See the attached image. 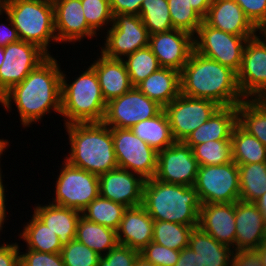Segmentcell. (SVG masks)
<instances>
[{"mask_svg":"<svg viewBox=\"0 0 266 266\" xmlns=\"http://www.w3.org/2000/svg\"><path fill=\"white\" fill-rule=\"evenodd\" d=\"M57 62L48 56L21 83L0 97V104L6 111H10L11 103H15L24 128L41 121L51 109L61 114L62 70Z\"/></svg>","mask_w":266,"mask_h":266,"instance_id":"6da1fadb","label":"cell"},{"mask_svg":"<svg viewBox=\"0 0 266 266\" xmlns=\"http://www.w3.org/2000/svg\"><path fill=\"white\" fill-rule=\"evenodd\" d=\"M181 94L204 98L219 106H238L245 100L237 84V73L195 50L180 72Z\"/></svg>","mask_w":266,"mask_h":266,"instance_id":"7a4b0ae2","label":"cell"},{"mask_svg":"<svg viewBox=\"0 0 266 266\" xmlns=\"http://www.w3.org/2000/svg\"><path fill=\"white\" fill-rule=\"evenodd\" d=\"M70 152L64 157L71 166L101 175L118 168L111 128L103 122L64 125Z\"/></svg>","mask_w":266,"mask_h":266,"instance_id":"3957f363","label":"cell"},{"mask_svg":"<svg viewBox=\"0 0 266 266\" xmlns=\"http://www.w3.org/2000/svg\"><path fill=\"white\" fill-rule=\"evenodd\" d=\"M142 206L154 221L198 226L201 203L194 186L145 180Z\"/></svg>","mask_w":266,"mask_h":266,"instance_id":"277c9868","label":"cell"},{"mask_svg":"<svg viewBox=\"0 0 266 266\" xmlns=\"http://www.w3.org/2000/svg\"><path fill=\"white\" fill-rule=\"evenodd\" d=\"M88 67L71 84L62 71L60 115L65 117V125L102 122L104 119L107 102L102 95L95 70Z\"/></svg>","mask_w":266,"mask_h":266,"instance_id":"5b68a950","label":"cell"},{"mask_svg":"<svg viewBox=\"0 0 266 266\" xmlns=\"http://www.w3.org/2000/svg\"><path fill=\"white\" fill-rule=\"evenodd\" d=\"M3 13L11 18L20 40L37 45L51 56L50 41L58 43L52 0H4Z\"/></svg>","mask_w":266,"mask_h":266,"instance_id":"8992f818","label":"cell"},{"mask_svg":"<svg viewBox=\"0 0 266 266\" xmlns=\"http://www.w3.org/2000/svg\"><path fill=\"white\" fill-rule=\"evenodd\" d=\"M194 187L201 204L237 202L240 200L238 165L232 161L199 166Z\"/></svg>","mask_w":266,"mask_h":266,"instance_id":"52a82bcc","label":"cell"},{"mask_svg":"<svg viewBox=\"0 0 266 266\" xmlns=\"http://www.w3.org/2000/svg\"><path fill=\"white\" fill-rule=\"evenodd\" d=\"M56 180L55 198L50 202L82 212L100 195L99 176L63 161Z\"/></svg>","mask_w":266,"mask_h":266,"instance_id":"ba28073f","label":"cell"},{"mask_svg":"<svg viewBox=\"0 0 266 266\" xmlns=\"http://www.w3.org/2000/svg\"><path fill=\"white\" fill-rule=\"evenodd\" d=\"M251 37L254 36L227 33L202 21L194 36V50L237 73L241 67L244 46Z\"/></svg>","mask_w":266,"mask_h":266,"instance_id":"9c48e42d","label":"cell"},{"mask_svg":"<svg viewBox=\"0 0 266 266\" xmlns=\"http://www.w3.org/2000/svg\"><path fill=\"white\" fill-rule=\"evenodd\" d=\"M119 168L152 179L157 169L158 152L138 138L131 129L111 128Z\"/></svg>","mask_w":266,"mask_h":266,"instance_id":"30bf717a","label":"cell"},{"mask_svg":"<svg viewBox=\"0 0 266 266\" xmlns=\"http://www.w3.org/2000/svg\"><path fill=\"white\" fill-rule=\"evenodd\" d=\"M107 30L101 52L111 59H123L138 49L148 47L149 34L138 15L116 14Z\"/></svg>","mask_w":266,"mask_h":266,"instance_id":"8fae6325","label":"cell"},{"mask_svg":"<svg viewBox=\"0 0 266 266\" xmlns=\"http://www.w3.org/2000/svg\"><path fill=\"white\" fill-rule=\"evenodd\" d=\"M163 110L137 87L106 104L103 123L110 128L130 129L140 121L153 118Z\"/></svg>","mask_w":266,"mask_h":266,"instance_id":"7c38bea8","label":"cell"},{"mask_svg":"<svg viewBox=\"0 0 266 266\" xmlns=\"http://www.w3.org/2000/svg\"><path fill=\"white\" fill-rule=\"evenodd\" d=\"M220 106L209 99L194 98L180 94L163 108L175 141L187 137L206 122Z\"/></svg>","mask_w":266,"mask_h":266,"instance_id":"4fadbf2b","label":"cell"},{"mask_svg":"<svg viewBox=\"0 0 266 266\" xmlns=\"http://www.w3.org/2000/svg\"><path fill=\"white\" fill-rule=\"evenodd\" d=\"M260 34L247 40L237 72V84L245 99H259L266 92V34Z\"/></svg>","mask_w":266,"mask_h":266,"instance_id":"5bb4252c","label":"cell"},{"mask_svg":"<svg viewBox=\"0 0 266 266\" xmlns=\"http://www.w3.org/2000/svg\"><path fill=\"white\" fill-rule=\"evenodd\" d=\"M48 55L37 45L19 40L4 47L0 66V97L42 63Z\"/></svg>","mask_w":266,"mask_h":266,"instance_id":"9a60e30c","label":"cell"},{"mask_svg":"<svg viewBox=\"0 0 266 266\" xmlns=\"http://www.w3.org/2000/svg\"><path fill=\"white\" fill-rule=\"evenodd\" d=\"M199 164L193 149L183 141H175L158 152L154 179L166 183L194 186Z\"/></svg>","mask_w":266,"mask_h":266,"instance_id":"2e32d148","label":"cell"},{"mask_svg":"<svg viewBox=\"0 0 266 266\" xmlns=\"http://www.w3.org/2000/svg\"><path fill=\"white\" fill-rule=\"evenodd\" d=\"M148 47L157 57L160 67L181 72L194 50V36L177 29L149 35Z\"/></svg>","mask_w":266,"mask_h":266,"instance_id":"e0dca14e","label":"cell"},{"mask_svg":"<svg viewBox=\"0 0 266 266\" xmlns=\"http://www.w3.org/2000/svg\"><path fill=\"white\" fill-rule=\"evenodd\" d=\"M144 183L140 175L118 167L99 175V192L127 208L135 207L142 205Z\"/></svg>","mask_w":266,"mask_h":266,"instance_id":"ac0fdd59","label":"cell"},{"mask_svg":"<svg viewBox=\"0 0 266 266\" xmlns=\"http://www.w3.org/2000/svg\"><path fill=\"white\" fill-rule=\"evenodd\" d=\"M58 44L92 39L97 34L88 26L81 0H52Z\"/></svg>","mask_w":266,"mask_h":266,"instance_id":"d6986e66","label":"cell"},{"mask_svg":"<svg viewBox=\"0 0 266 266\" xmlns=\"http://www.w3.org/2000/svg\"><path fill=\"white\" fill-rule=\"evenodd\" d=\"M198 226L217 242L234 249L235 202L201 204Z\"/></svg>","mask_w":266,"mask_h":266,"instance_id":"ffe728a7","label":"cell"},{"mask_svg":"<svg viewBox=\"0 0 266 266\" xmlns=\"http://www.w3.org/2000/svg\"><path fill=\"white\" fill-rule=\"evenodd\" d=\"M203 21L213 28L237 36H255L260 32L234 0H214Z\"/></svg>","mask_w":266,"mask_h":266,"instance_id":"44dd1931","label":"cell"},{"mask_svg":"<svg viewBox=\"0 0 266 266\" xmlns=\"http://www.w3.org/2000/svg\"><path fill=\"white\" fill-rule=\"evenodd\" d=\"M265 219L254 202H235L234 251L255 250L263 242Z\"/></svg>","mask_w":266,"mask_h":266,"instance_id":"7402d4cb","label":"cell"},{"mask_svg":"<svg viewBox=\"0 0 266 266\" xmlns=\"http://www.w3.org/2000/svg\"><path fill=\"white\" fill-rule=\"evenodd\" d=\"M153 228L154 220L142 205L128 207L116 230L118 244L140 252L152 241Z\"/></svg>","mask_w":266,"mask_h":266,"instance_id":"603a6c76","label":"cell"},{"mask_svg":"<svg viewBox=\"0 0 266 266\" xmlns=\"http://www.w3.org/2000/svg\"><path fill=\"white\" fill-rule=\"evenodd\" d=\"M90 66L98 76L106 102L125 94L134 87L122 59H111L101 53Z\"/></svg>","mask_w":266,"mask_h":266,"instance_id":"cb8c5ba5","label":"cell"},{"mask_svg":"<svg viewBox=\"0 0 266 266\" xmlns=\"http://www.w3.org/2000/svg\"><path fill=\"white\" fill-rule=\"evenodd\" d=\"M237 124V106H220L213 115L194 130L184 141L193 148L195 145L215 140H230Z\"/></svg>","mask_w":266,"mask_h":266,"instance_id":"d4e9b609","label":"cell"},{"mask_svg":"<svg viewBox=\"0 0 266 266\" xmlns=\"http://www.w3.org/2000/svg\"><path fill=\"white\" fill-rule=\"evenodd\" d=\"M33 214L59 237L62 246L75 239L77 224L82 215L80 211L50 202L42 206L38 203Z\"/></svg>","mask_w":266,"mask_h":266,"instance_id":"484cf974","label":"cell"},{"mask_svg":"<svg viewBox=\"0 0 266 266\" xmlns=\"http://www.w3.org/2000/svg\"><path fill=\"white\" fill-rule=\"evenodd\" d=\"M136 87L164 108L181 94L180 72L160 67Z\"/></svg>","mask_w":266,"mask_h":266,"instance_id":"4316f807","label":"cell"},{"mask_svg":"<svg viewBox=\"0 0 266 266\" xmlns=\"http://www.w3.org/2000/svg\"><path fill=\"white\" fill-rule=\"evenodd\" d=\"M201 260V266H230L234 250L217 242L199 226L194 227L188 245Z\"/></svg>","mask_w":266,"mask_h":266,"instance_id":"83f0119b","label":"cell"},{"mask_svg":"<svg viewBox=\"0 0 266 266\" xmlns=\"http://www.w3.org/2000/svg\"><path fill=\"white\" fill-rule=\"evenodd\" d=\"M130 129L138 138L157 152L164 150L175 142L164 110L153 118L140 121Z\"/></svg>","mask_w":266,"mask_h":266,"instance_id":"f1b7e54d","label":"cell"},{"mask_svg":"<svg viewBox=\"0 0 266 266\" xmlns=\"http://www.w3.org/2000/svg\"><path fill=\"white\" fill-rule=\"evenodd\" d=\"M75 239L101 256L118 244L116 230L89 221L82 215L77 224Z\"/></svg>","mask_w":266,"mask_h":266,"instance_id":"f546056e","label":"cell"},{"mask_svg":"<svg viewBox=\"0 0 266 266\" xmlns=\"http://www.w3.org/2000/svg\"><path fill=\"white\" fill-rule=\"evenodd\" d=\"M233 161L237 165L266 162V147L238 123L231 133Z\"/></svg>","mask_w":266,"mask_h":266,"instance_id":"4dcf8cb0","label":"cell"},{"mask_svg":"<svg viewBox=\"0 0 266 266\" xmlns=\"http://www.w3.org/2000/svg\"><path fill=\"white\" fill-rule=\"evenodd\" d=\"M25 241L26 248L37 252L61 253L62 244L59 237L41 222L34 214L24 224L23 231L18 234Z\"/></svg>","mask_w":266,"mask_h":266,"instance_id":"1f68e13d","label":"cell"},{"mask_svg":"<svg viewBox=\"0 0 266 266\" xmlns=\"http://www.w3.org/2000/svg\"><path fill=\"white\" fill-rule=\"evenodd\" d=\"M237 123L266 147V106L260 99H245L237 106Z\"/></svg>","mask_w":266,"mask_h":266,"instance_id":"d6a6232c","label":"cell"},{"mask_svg":"<svg viewBox=\"0 0 266 266\" xmlns=\"http://www.w3.org/2000/svg\"><path fill=\"white\" fill-rule=\"evenodd\" d=\"M240 200L255 202L266 192V162L238 165Z\"/></svg>","mask_w":266,"mask_h":266,"instance_id":"836d02e7","label":"cell"},{"mask_svg":"<svg viewBox=\"0 0 266 266\" xmlns=\"http://www.w3.org/2000/svg\"><path fill=\"white\" fill-rule=\"evenodd\" d=\"M126 209V206L99 195L81 213L89 221L117 230Z\"/></svg>","mask_w":266,"mask_h":266,"instance_id":"e575fe53","label":"cell"},{"mask_svg":"<svg viewBox=\"0 0 266 266\" xmlns=\"http://www.w3.org/2000/svg\"><path fill=\"white\" fill-rule=\"evenodd\" d=\"M139 16L149 35L174 29L167 0H144L141 4Z\"/></svg>","mask_w":266,"mask_h":266,"instance_id":"d590c367","label":"cell"},{"mask_svg":"<svg viewBox=\"0 0 266 266\" xmlns=\"http://www.w3.org/2000/svg\"><path fill=\"white\" fill-rule=\"evenodd\" d=\"M194 227L169 221H154L153 238L157 244L181 251L188 247L189 238Z\"/></svg>","mask_w":266,"mask_h":266,"instance_id":"8d00e7d4","label":"cell"},{"mask_svg":"<svg viewBox=\"0 0 266 266\" xmlns=\"http://www.w3.org/2000/svg\"><path fill=\"white\" fill-rule=\"evenodd\" d=\"M122 60L134 87L160 68L157 57L149 47L138 49Z\"/></svg>","mask_w":266,"mask_h":266,"instance_id":"74e56055","label":"cell"},{"mask_svg":"<svg viewBox=\"0 0 266 266\" xmlns=\"http://www.w3.org/2000/svg\"><path fill=\"white\" fill-rule=\"evenodd\" d=\"M192 149L199 166L222 165L233 161L231 139L208 141Z\"/></svg>","mask_w":266,"mask_h":266,"instance_id":"f35d334b","label":"cell"},{"mask_svg":"<svg viewBox=\"0 0 266 266\" xmlns=\"http://www.w3.org/2000/svg\"><path fill=\"white\" fill-rule=\"evenodd\" d=\"M174 29L195 36L203 18L193 9L190 0H167Z\"/></svg>","mask_w":266,"mask_h":266,"instance_id":"ab89813d","label":"cell"},{"mask_svg":"<svg viewBox=\"0 0 266 266\" xmlns=\"http://www.w3.org/2000/svg\"><path fill=\"white\" fill-rule=\"evenodd\" d=\"M81 3L87 24L95 33L113 24L110 0H81Z\"/></svg>","mask_w":266,"mask_h":266,"instance_id":"60d3db41","label":"cell"},{"mask_svg":"<svg viewBox=\"0 0 266 266\" xmlns=\"http://www.w3.org/2000/svg\"><path fill=\"white\" fill-rule=\"evenodd\" d=\"M61 256L65 266H99L101 257L100 254L76 239L63 245Z\"/></svg>","mask_w":266,"mask_h":266,"instance_id":"b9f144b4","label":"cell"},{"mask_svg":"<svg viewBox=\"0 0 266 266\" xmlns=\"http://www.w3.org/2000/svg\"><path fill=\"white\" fill-rule=\"evenodd\" d=\"M140 256L157 266H175L180 251L167 248L151 241L140 252Z\"/></svg>","mask_w":266,"mask_h":266,"instance_id":"7bdbcfd3","label":"cell"},{"mask_svg":"<svg viewBox=\"0 0 266 266\" xmlns=\"http://www.w3.org/2000/svg\"><path fill=\"white\" fill-rule=\"evenodd\" d=\"M139 255L138 250L117 244L100 257L99 266H134Z\"/></svg>","mask_w":266,"mask_h":266,"instance_id":"ee69618b","label":"cell"},{"mask_svg":"<svg viewBox=\"0 0 266 266\" xmlns=\"http://www.w3.org/2000/svg\"><path fill=\"white\" fill-rule=\"evenodd\" d=\"M245 16L259 30L266 28V0H234Z\"/></svg>","mask_w":266,"mask_h":266,"instance_id":"f6af8a7d","label":"cell"},{"mask_svg":"<svg viewBox=\"0 0 266 266\" xmlns=\"http://www.w3.org/2000/svg\"><path fill=\"white\" fill-rule=\"evenodd\" d=\"M26 251L20 252V266H65L61 253L37 252L27 248Z\"/></svg>","mask_w":266,"mask_h":266,"instance_id":"bcb514c9","label":"cell"},{"mask_svg":"<svg viewBox=\"0 0 266 266\" xmlns=\"http://www.w3.org/2000/svg\"><path fill=\"white\" fill-rule=\"evenodd\" d=\"M19 247L17 242L0 244V266H20Z\"/></svg>","mask_w":266,"mask_h":266,"instance_id":"7dc6e473","label":"cell"},{"mask_svg":"<svg viewBox=\"0 0 266 266\" xmlns=\"http://www.w3.org/2000/svg\"><path fill=\"white\" fill-rule=\"evenodd\" d=\"M230 266H263L256 250L234 251Z\"/></svg>","mask_w":266,"mask_h":266,"instance_id":"c3c4849f","label":"cell"},{"mask_svg":"<svg viewBox=\"0 0 266 266\" xmlns=\"http://www.w3.org/2000/svg\"><path fill=\"white\" fill-rule=\"evenodd\" d=\"M144 0H110L113 16L116 14L138 15Z\"/></svg>","mask_w":266,"mask_h":266,"instance_id":"681fc988","label":"cell"},{"mask_svg":"<svg viewBox=\"0 0 266 266\" xmlns=\"http://www.w3.org/2000/svg\"><path fill=\"white\" fill-rule=\"evenodd\" d=\"M6 20L9 24L0 23V46L1 47H6L8 44L14 43L20 40L17 29L14 27L13 22L8 15H7Z\"/></svg>","mask_w":266,"mask_h":266,"instance_id":"f907efd6","label":"cell"},{"mask_svg":"<svg viewBox=\"0 0 266 266\" xmlns=\"http://www.w3.org/2000/svg\"><path fill=\"white\" fill-rule=\"evenodd\" d=\"M175 266H201V260L189 246L180 251L178 261Z\"/></svg>","mask_w":266,"mask_h":266,"instance_id":"816d5d0a","label":"cell"},{"mask_svg":"<svg viewBox=\"0 0 266 266\" xmlns=\"http://www.w3.org/2000/svg\"><path fill=\"white\" fill-rule=\"evenodd\" d=\"M2 178L4 177H0V232H2V229H3V225L5 223L6 220V217H7V213H6V195L5 194V187H4V184H3V180Z\"/></svg>","mask_w":266,"mask_h":266,"instance_id":"f5cc1de1","label":"cell"},{"mask_svg":"<svg viewBox=\"0 0 266 266\" xmlns=\"http://www.w3.org/2000/svg\"><path fill=\"white\" fill-rule=\"evenodd\" d=\"M214 0H190L193 9L204 18Z\"/></svg>","mask_w":266,"mask_h":266,"instance_id":"db71d44e","label":"cell"},{"mask_svg":"<svg viewBox=\"0 0 266 266\" xmlns=\"http://www.w3.org/2000/svg\"><path fill=\"white\" fill-rule=\"evenodd\" d=\"M258 209L262 212L264 219H266V192L254 202Z\"/></svg>","mask_w":266,"mask_h":266,"instance_id":"11a10c76","label":"cell"},{"mask_svg":"<svg viewBox=\"0 0 266 266\" xmlns=\"http://www.w3.org/2000/svg\"><path fill=\"white\" fill-rule=\"evenodd\" d=\"M255 250L259 254V257L261 258L262 265L266 266V244L261 243Z\"/></svg>","mask_w":266,"mask_h":266,"instance_id":"9f6ffc18","label":"cell"},{"mask_svg":"<svg viewBox=\"0 0 266 266\" xmlns=\"http://www.w3.org/2000/svg\"><path fill=\"white\" fill-rule=\"evenodd\" d=\"M10 146L9 145V141L7 139H0V158L1 156L4 154L3 152H5V149ZM0 164H1V160H0ZM2 166H0V177H3L2 176V169H1Z\"/></svg>","mask_w":266,"mask_h":266,"instance_id":"6f0895ef","label":"cell"},{"mask_svg":"<svg viewBox=\"0 0 266 266\" xmlns=\"http://www.w3.org/2000/svg\"><path fill=\"white\" fill-rule=\"evenodd\" d=\"M134 266H157V265L145 260L143 257L139 255L136 259Z\"/></svg>","mask_w":266,"mask_h":266,"instance_id":"680465c9","label":"cell"},{"mask_svg":"<svg viewBox=\"0 0 266 266\" xmlns=\"http://www.w3.org/2000/svg\"><path fill=\"white\" fill-rule=\"evenodd\" d=\"M3 59H4V47L0 46V66L3 63Z\"/></svg>","mask_w":266,"mask_h":266,"instance_id":"91938a15","label":"cell"},{"mask_svg":"<svg viewBox=\"0 0 266 266\" xmlns=\"http://www.w3.org/2000/svg\"><path fill=\"white\" fill-rule=\"evenodd\" d=\"M266 244V219H265V223H264V232H263V242Z\"/></svg>","mask_w":266,"mask_h":266,"instance_id":"94428289","label":"cell"},{"mask_svg":"<svg viewBox=\"0 0 266 266\" xmlns=\"http://www.w3.org/2000/svg\"><path fill=\"white\" fill-rule=\"evenodd\" d=\"M266 106V92L259 98Z\"/></svg>","mask_w":266,"mask_h":266,"instance_id":"6125c7cd","label":"cell"},{"mask_svg":"<svg viewBox=\"0 0 266 266\" xmlns=\"http://www.w3.org/2000/svg\"><path fill=\"white\" fill-rule=\"evenodd\" d=\"M3 1L4 0H0V15H3Z\"/></svg>","mask_w":266,"mask_h":266,"instance_id":"be15d7a7","label":"cell"}]
</instances>
